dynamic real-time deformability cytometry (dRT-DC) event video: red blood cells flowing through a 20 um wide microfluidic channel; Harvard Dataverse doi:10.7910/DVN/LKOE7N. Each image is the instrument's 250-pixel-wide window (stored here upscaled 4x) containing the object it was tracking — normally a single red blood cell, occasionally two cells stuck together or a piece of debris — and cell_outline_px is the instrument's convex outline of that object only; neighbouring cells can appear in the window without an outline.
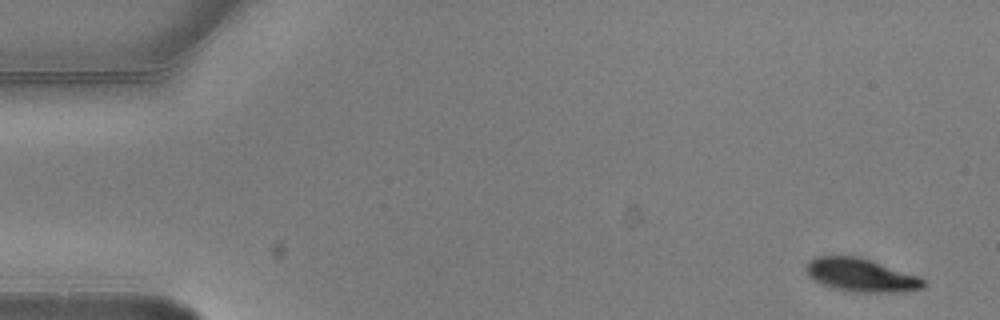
{"species": "common noctule bat (a hibernating species)", "species_latin": "Nyctalus noctula", "temperature_condition": "warm", "stored_images_in_passage": 4, "camera_frame_rate_fps": 3000, "um_per_image_px": 0.085, "animal": {"sex": "male", "body_mass_g": 20.5, "forearm_length_mm": 52.5}, "frame": {"image": 1, "passage_image": 1, "time_ms": 0.0, "image_size_px": [1000, 320], "cell_outline_px": [[924, 288], [904, 292], [860, 292], [836, 288], [820, 284], [812, 280], [808, 276], [804, 268], [808, 260], [816, 256], [860, 256], [920, 276], [924, 280]], "centroid_in_image_um": [73.17, 23.37], "position_along_channel_um": 11.8, "area_um2": 23.0}}
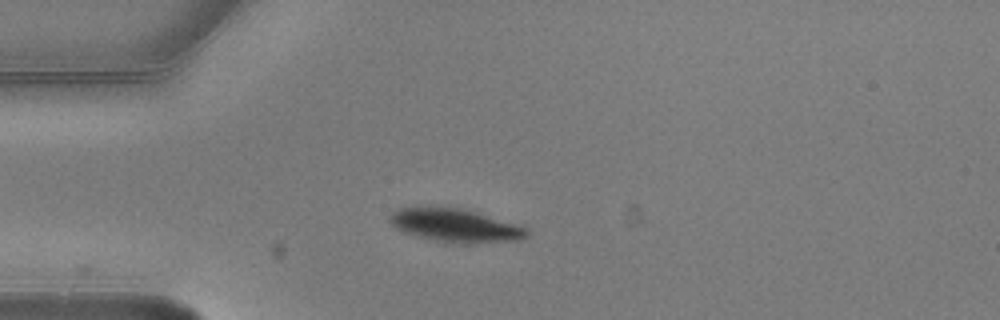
{"frame": {"image": 2, "passage_image": 4, "time_ms": 1.0, "image_size_px": [1000, 320], "cell_outline_px": [[528, 236], [520, 240], [436, 240], [404, 232], [396, 228], [388, 220], [388, 216], [392, 212], [400, 208], [416, 204], [420, 204], [460, 208], [524, 224], [528, 228]], "centroid_in_image_um": [38.66, 19.05], "position_along_channel_um": 46.3, "area_um2": 26.24}}